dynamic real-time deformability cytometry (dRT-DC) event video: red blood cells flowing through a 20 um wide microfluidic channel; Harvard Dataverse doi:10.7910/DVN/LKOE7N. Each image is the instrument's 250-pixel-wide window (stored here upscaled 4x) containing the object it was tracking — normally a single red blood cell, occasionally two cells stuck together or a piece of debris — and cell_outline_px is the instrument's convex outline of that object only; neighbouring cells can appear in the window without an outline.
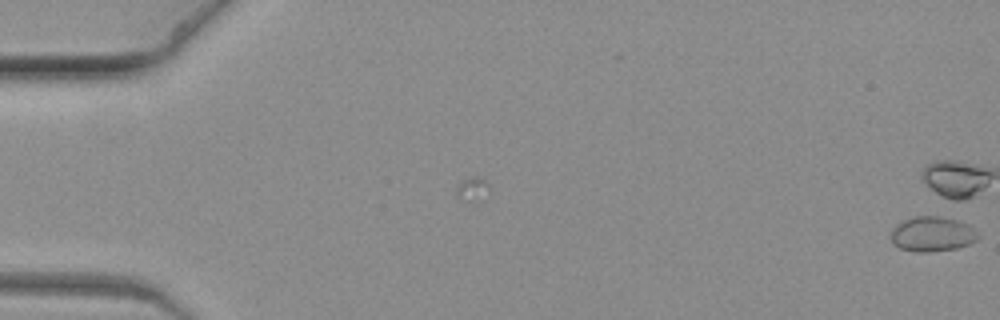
{"species": "common noctule bat (a hibernating species)", "species_latin": "Nyctalus noctula", "temperature_condition": "warm", "stored_images_in_passage": 2, "camera_frame_rate_fps": 3000, "um_per_image_px": 0.085, "animal": {"sex": "female", "body_mass_g": 19.3, "forearm_length_mm": 54.1}, "frame": {"image": 1, "passage_image": 2, "time_ms": 0.333, "image_size_px": [1000, 320], "cell_outline_px": [[980, 236], [976, 240], [968, 244], [956, 248], [928, 252], [916, 252], [900, 248], [892, 244], [892, 228], [896, 224], [904, 220], [916, 216], [940, 216], [956, 220], [968, 224], [980, 232]], "centroid_in_image_um": [79.26, 19.89], "position_along_channel_um": 5.7, "area_um2": 17.8}}